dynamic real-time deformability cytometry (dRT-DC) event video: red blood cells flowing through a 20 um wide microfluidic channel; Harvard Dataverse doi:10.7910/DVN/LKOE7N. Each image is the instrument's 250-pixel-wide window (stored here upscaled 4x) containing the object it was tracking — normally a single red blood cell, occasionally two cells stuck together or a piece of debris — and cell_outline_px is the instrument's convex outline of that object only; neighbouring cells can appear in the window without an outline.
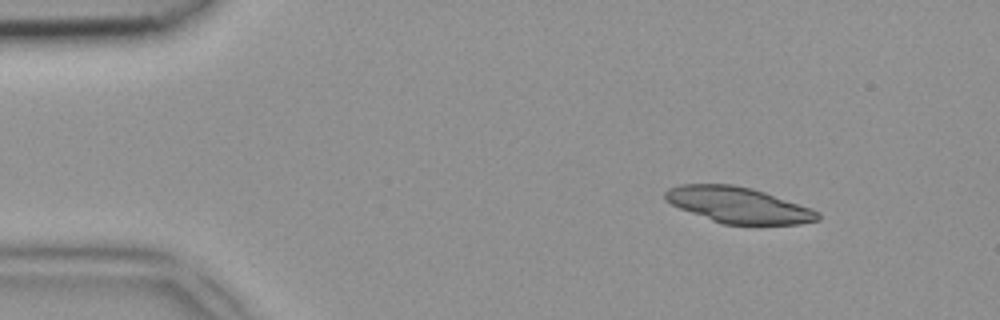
{"species": "common noctule bat (a hibernating species)", "species_latin": "Nyctalus noctula", "temperature_condition": "room temperature", "stored_images_in_passage": 12, "camera_frame_rate_fps": 3000, "um_per_image_px": 0.085, "animal": {"sex": "female", "body_mass_g": 18.4}, "frame": {"image": 1, "passage_image": 1, "time_ms": 0.0, "image_size_px": [1000, 320], "cell_outline_px": [[820, 220], [800, 224], [724, 224], [712, 220], [680, 208], [664, 200], [664, 192], [668, 188], [680, 184], [732, 184], [752, 188], [812, 208], [820, 212]], "centroid_in_image_um": [62.77, 17.42], "position_along_channel_um": 22.2, "area_um2": 31.79}}